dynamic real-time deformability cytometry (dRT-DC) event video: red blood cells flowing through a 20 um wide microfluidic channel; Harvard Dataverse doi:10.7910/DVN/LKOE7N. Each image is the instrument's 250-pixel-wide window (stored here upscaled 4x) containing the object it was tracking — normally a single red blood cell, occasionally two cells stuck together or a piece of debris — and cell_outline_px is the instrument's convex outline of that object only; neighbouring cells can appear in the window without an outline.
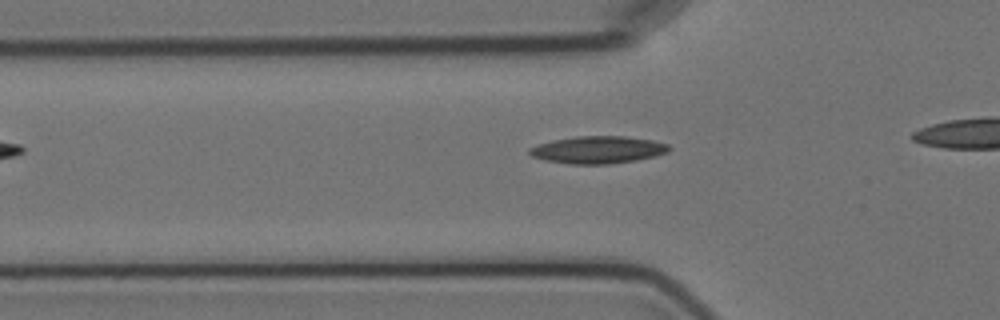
{"species": "Egyptian fruit bat (a non-hibernating species)", "species_latin": "Rousettus aegyptiacus", "temperature_condition": "cold", "stored_images_in_passage": 4, "segment_of_instrument_passage": [1, 2], "camera_frame_rate_fps": 3000, "um_per_image_px": 0.085, "animal": {"sex": "female"}, "frame": {"image": 1, "passage_image": 3, "time_ms": 3.0, "image_size_px": [1000, 320], "cell_outline_px": [[672, 148], [668, 152], [656, 156], [636, 160], [608, 164], [568, 164], [544, 160], [532, 156], [528, 152], [528, 148], [552, 140], [576, 136], [624, 136], [652, 140], [668, 144]], "centroid_in_image_um": [50.83, 12.73], "position_along_channel_um": 75.0, "area_um2": 22.31}}